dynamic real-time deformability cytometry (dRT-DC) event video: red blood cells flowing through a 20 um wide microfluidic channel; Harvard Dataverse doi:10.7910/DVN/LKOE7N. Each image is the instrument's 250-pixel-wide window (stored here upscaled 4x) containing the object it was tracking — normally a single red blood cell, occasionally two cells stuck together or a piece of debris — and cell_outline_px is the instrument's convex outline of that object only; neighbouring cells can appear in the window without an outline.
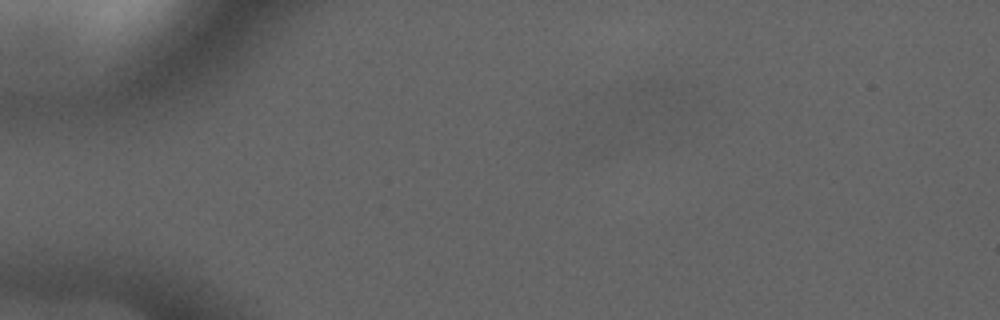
{"species": "common noctule bat (a hibernating species)", "species_latin": "Nyctalus noctula", "temperature_condition": "cold", "stored_images_in_passage": 1, "camera_frame_rate_fps": 3000, "um_per_image_px": 0.085, "animal": {"sex": "male", "forearm_length_mm": 52.5}, "frame": {"image": 1, "passage_image": 1, "time_ms": 0.0, "image_size_px": [1000, 320], "cell_outline_px": [[696, 84], [692, 108], [680, 116], [672, 116], [628, 100], [644, 88], [664, 80], [680, 80]], "centroid_in_image_um": [56.74, 8.25], "position_along_channel_um": 28.3, "area_um2": 11.79}}